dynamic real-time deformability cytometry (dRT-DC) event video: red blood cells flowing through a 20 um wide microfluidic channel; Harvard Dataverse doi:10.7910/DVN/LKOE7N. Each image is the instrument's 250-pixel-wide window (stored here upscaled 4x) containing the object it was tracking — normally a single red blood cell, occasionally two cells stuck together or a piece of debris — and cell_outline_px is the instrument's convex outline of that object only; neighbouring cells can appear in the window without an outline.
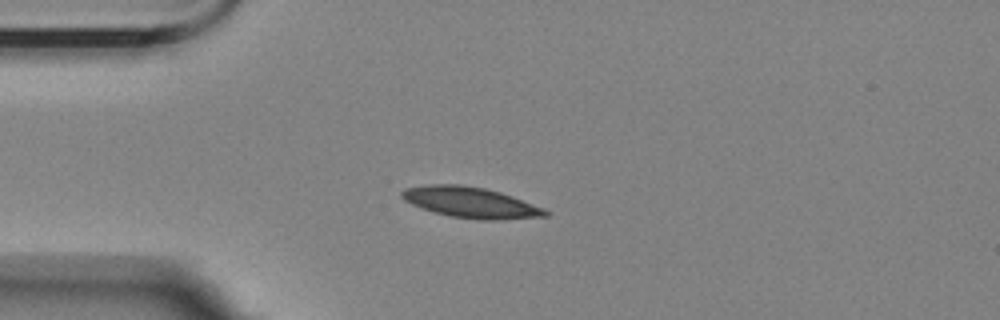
{"species": "Egyptian fruit bat (a non-hibernating species)", "species_latin": "Rousettus aegyptiacus", "temperature_condition": "room temperature", "stored_images_in_passage": 7, "camera_frame_rate_fps": 3000, "um_per_image_px": 0.085, "animal": {"sex": "female"}, "frame": {"image": 1, "passage_image": 3, "time_ms": 2.333, "image_size_px": [1000, 320], "cell_outline_px": [[552, 212], [548, 216], [500, 220], [476, 220], [448, 216], [432, 212], [420, 208], [404, 200], [400, 196], [400, 192], [404, 188], [424, 184], [460, 184], [484, 188], [500, 192], [512, 196], [544, 208]], "centroid_in_image_um": [39.98, 17.21], "position_along_channel_um": 45.0, "area_um2": 26.18}}
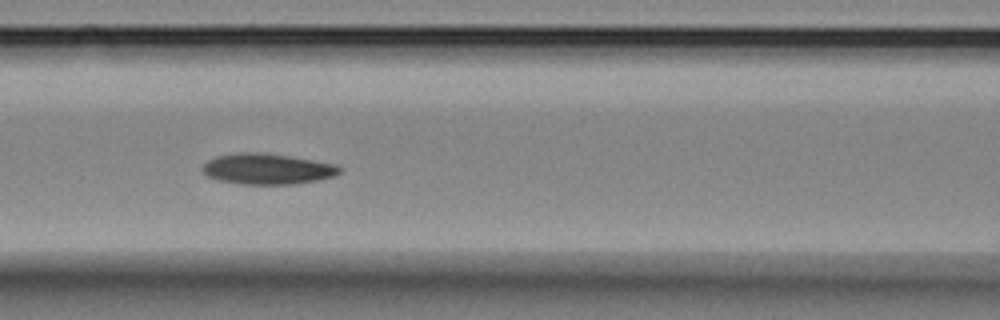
{"frame": {"image": 2, "passage_image": 6, "time_ms": 5.667, "image_size_px": [1000, 320], "cell_outline_px": [[344, 168], [336, 176], [320, 180], [292, 184], [240, 184], [220, 180], [208, 176], [204, 172], [204, 164], [208, 160], [216, 156], [236, 152], [264, 152], [336, 164]], "centroid_in_image_um": [22.77, 14.35], "position_along_channel_um": 143.8, "area_um2": 24.62}}
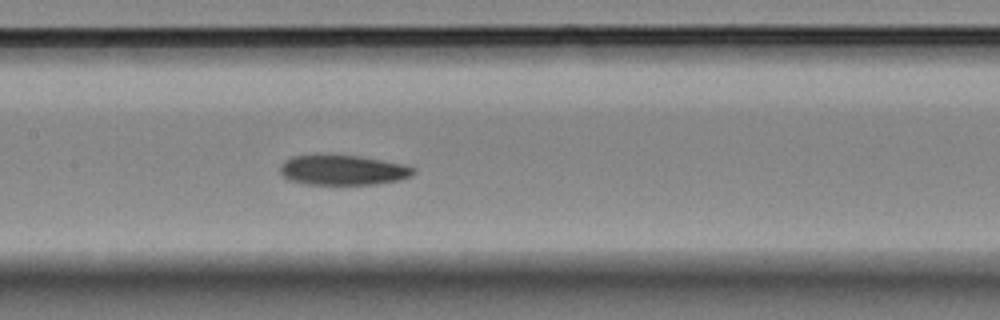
{"frame": {"image": 3, "passage_image": 7, "time_ms": 6.667, "image_size_px": [1000, 320], "cell_outline_px": [[416, 172], [412, 176], [400, 180], [372, 184], [304, 184], [288, 180], [280, 172], [280, 164], [284, 160], [292, 156], [316, 152], [356, 156], [404, 164], [416, 168]], "centroid_in_image_um": [29.08, 14.42], "position_along_channel_um": 178.3, "area_um2": 23.99}}